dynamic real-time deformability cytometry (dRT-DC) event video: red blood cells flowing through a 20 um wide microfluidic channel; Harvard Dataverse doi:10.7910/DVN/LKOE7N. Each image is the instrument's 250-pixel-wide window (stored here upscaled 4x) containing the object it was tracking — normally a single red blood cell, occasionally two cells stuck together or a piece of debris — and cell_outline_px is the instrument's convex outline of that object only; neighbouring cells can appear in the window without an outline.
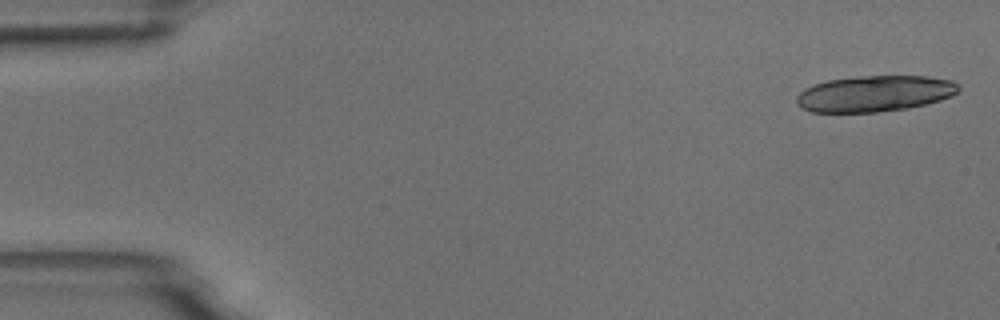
{"species": "common noctule bat (a hibernating species)", "species_latin": "Nyctalus noctula", "temperature_condition": "room temperature", "stored_images_in_passage": 6, "camera_frame_rate_fps": 3000, "um_per_image_px": 0.085, "animal": {"sex": "male", "body_mass_g": 18.8}, "frame": {"image": 1, "passage_image": 1, "time_ms": 0.0, "image_size_px": [1000, 320], "cell_outline_px": [[960, 88], [952, 96], [940, 100], [908, 108], [876, 112], [812, 112], [800, 108], [796, 104], [796, 96], [804, 88], [828, 80], [860, 76], [928, 76], [952, 80]], "centroid_in_image_um": [74.32, 7.96], "position_along_channel_um": 10.7, "area_um2": 34.04}}